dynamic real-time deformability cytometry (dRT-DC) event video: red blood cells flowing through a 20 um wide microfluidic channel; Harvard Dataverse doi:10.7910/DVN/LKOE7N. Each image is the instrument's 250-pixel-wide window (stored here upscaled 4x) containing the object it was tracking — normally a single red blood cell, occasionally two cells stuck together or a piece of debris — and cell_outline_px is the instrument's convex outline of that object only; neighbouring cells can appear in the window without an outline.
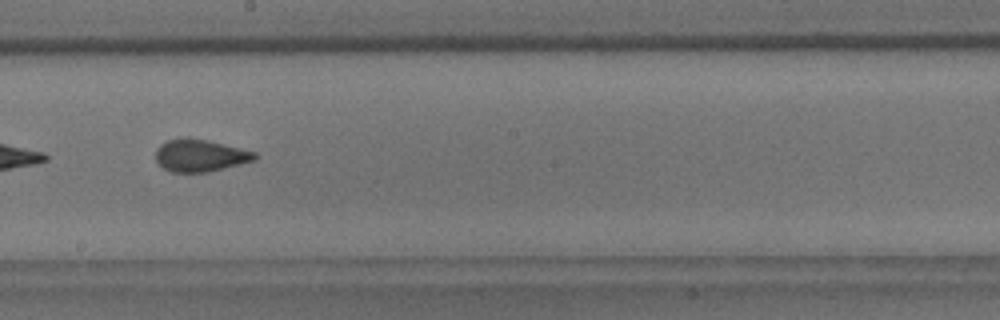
{"species": "common noctule bat (a hibernating species)", "species_latin": "Nyctalus noctula", "temperature_condition": "room temperature", "stored_images_in_passage": 6, "camera_frame_rate_fps": 3000, "um_per_image_px": 0.085, "animal": {"sex": "male", "body_mass_g": 18.8}, "frame": {"image": 1, "passage_image": 6, "time_ms": 5.667, "image_size_px": [1000, 320], "cell_outline_px": [[256, 160], [208, 172], [172, 172], [164, 168], [156, 160], [156, 148], [160, 144], [168, 140], [184, 136], [188, 136], [208, 140], [256, 152]], "centroid_in_image_um": [16.99, 13.2], "position_along_channel_um": 231.2, "area_um2": 18.73}}